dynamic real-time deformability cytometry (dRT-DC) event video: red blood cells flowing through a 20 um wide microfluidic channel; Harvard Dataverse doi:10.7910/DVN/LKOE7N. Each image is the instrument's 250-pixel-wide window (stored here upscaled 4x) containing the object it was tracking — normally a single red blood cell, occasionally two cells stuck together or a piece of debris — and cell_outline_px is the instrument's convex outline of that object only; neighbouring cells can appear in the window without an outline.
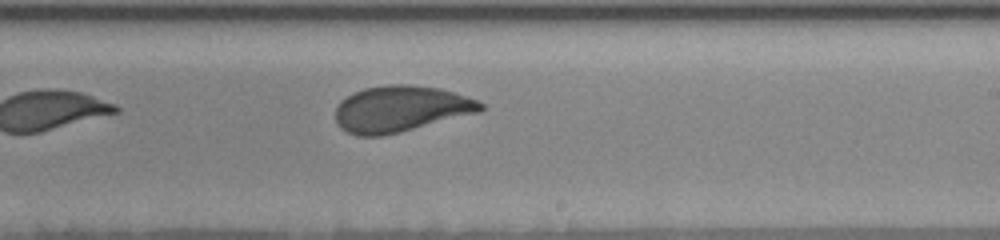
{"species": "human", "species_latin": "Homo sapiens", "temperature_condition": "room temperature", "stored_images_in_passage": 10, "camera_frame_rate_fps": 3000, "um_per_image_px": 0.085, "donor": {"sex": "female"}, "frame": {"image": 1, "passage_image": 10, "time_ms": 3.0, "image_size_px": [1000, 240], "cell_outline_px": [[484, 108], [480, 112], [400, 132], [380, 136], [356, 136], [340, 128], [336, 124], [336, 108], [340, 100], [364, 88], [388, 84], [408, 84], [440, 88], [476, 100], [484, 104]], "centroid_in_image_um": [34.03, 9.26], "position_along_channel_um": 255.0, "area_um2": 38.96}}